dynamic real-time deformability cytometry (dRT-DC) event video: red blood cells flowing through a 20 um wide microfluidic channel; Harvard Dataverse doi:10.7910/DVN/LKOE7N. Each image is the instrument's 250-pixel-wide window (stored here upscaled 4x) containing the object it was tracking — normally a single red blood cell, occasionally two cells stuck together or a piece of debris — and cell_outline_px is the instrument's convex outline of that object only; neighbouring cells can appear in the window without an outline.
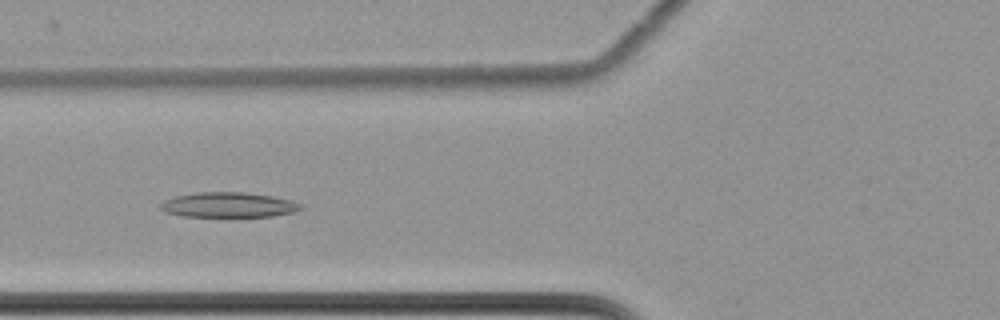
{"species": "common noctule bat (a hibernating species)", "species_latin": "Nyctalus noctula", "temperature_condition": "cold", "stored_images_in_passage": 63, "camera_frame_rate_fps": 3000, "um_per_image_px": 0.085, "animal": {"sex": "female", "body_mass_g": 22.7, "forearm_length_mm": 54.2}, "frame": {"image": 1, "passage_image": 27, "time_ms": 8.667, "image_size_px": [1000, 320], "cell_outline_px": [[304, 208], [292, 212], [272, 216], [184, 216], [164, 212], [160, 208], [160, 204], [164, 200], [176, 196], [196, 192], [240, 192], [272, 196], [292, 200], [300, 204]], "centroid_in_image_um": [19.4, 17.41], "position_along_channel_um": 106.4, "area_um2": 20.29}}
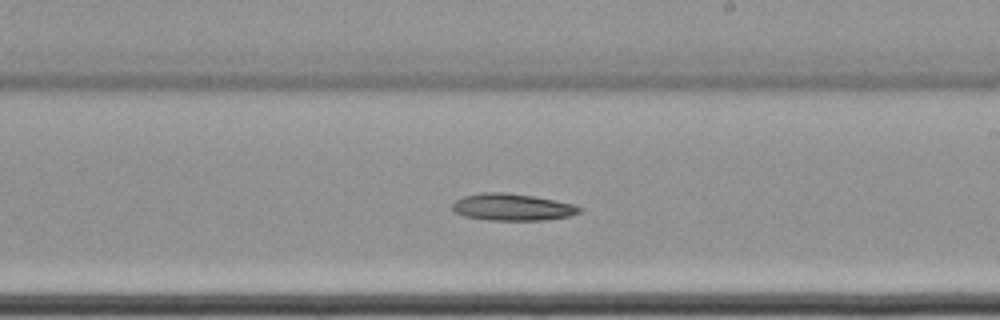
{"frame": {"image": 2, "passage_image": 39, "time_ms": 12.667, "image_size_px": [1000, 320], "cell_outline_px": [[584, 208], [580, 212], [568, 216], [544, 220], [488, 220], [464, 216], [456, 212], [452, 208], [452, 204], [456, 200], [464, 196], [484, 192], [504, 192], [532, 196], [576, 204]], "centroid_in_image_um": [43.57, 17.6], "position_along_channel_um": 245.4, "area_um2": 19.88}}
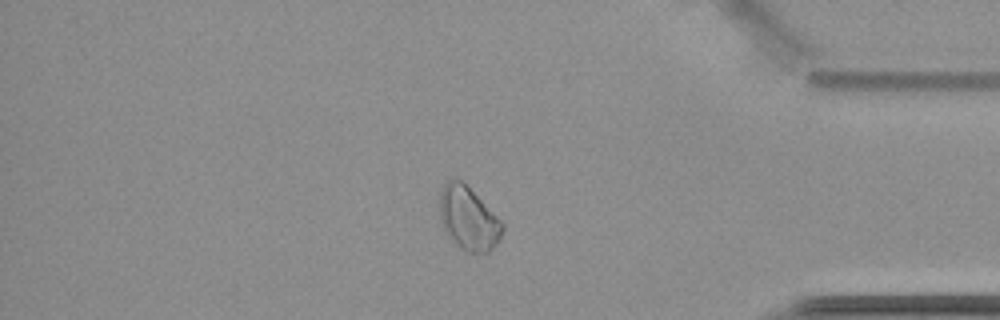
{"frame": {"image": 3, "passage_image": 54, "time_ms": 17.667, "image_size_px": [1000, 320], "cell_outline_px": [[504, 228], [500, 240], [488, 252], [468, 252], [460, 248], [448, 236], [440, 220], [440, 192], [444, 184], [448, 180], [460, 180], [504, 224]], "centroid_in_image_um": [39.81, 18.6], "position_along_channel_um": 395.4, "area_um2": 22.6}, "authors_computed_cell_mechanics": {"area_um2": 23.6402, "velocity_mm_per_s": 3.4786, "shape_relaxation_time_tau1_ms": 2.8444, "shape_relaxation_time_tau2_ms": null, "deformation_change_tau1": 0.0674, "deformation_change_tau2": null}}